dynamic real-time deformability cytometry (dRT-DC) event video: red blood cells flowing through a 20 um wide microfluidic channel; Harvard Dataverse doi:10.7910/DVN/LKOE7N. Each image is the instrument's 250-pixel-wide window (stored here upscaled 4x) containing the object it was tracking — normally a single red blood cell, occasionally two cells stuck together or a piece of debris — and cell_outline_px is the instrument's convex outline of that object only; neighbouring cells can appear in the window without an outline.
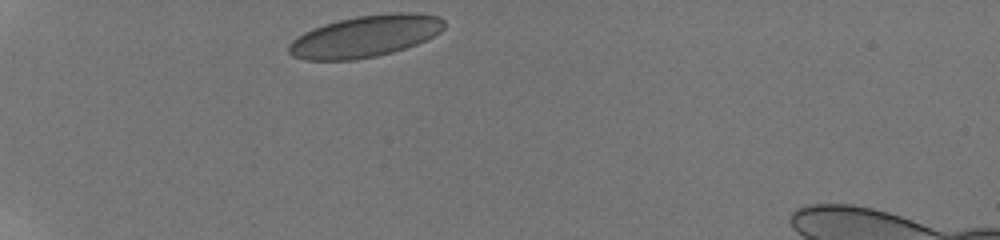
{"species": "human", "species_latin": "Homo sapiens", "temperature_condition": "room temperature", "stored_images_in_passage": 9, "camera_frame_rate_fps": 3000, "um_per_image_px": 0.085, "donor": {"sex": "male"}, "frame": {"image": 1, "passage_image": 1, "time_ms": 0.0, "image_size_px": [1000, 240], "cell_outline_px": [[444, 28], [440, 32], [416, 44], [392, 52], [376, 56], [352, 60], [304, 60], [292, 56], [288, 52], [288, 44], [296, 36], [312, 28], [324, 24], [356, 16], [396, 12], [416, 12], [440, 16], [444, 20]], "centroid_in_image_um": [31.02, 3.07], "position_along_channel_um": 54.0, "area_um2": 37.86}}
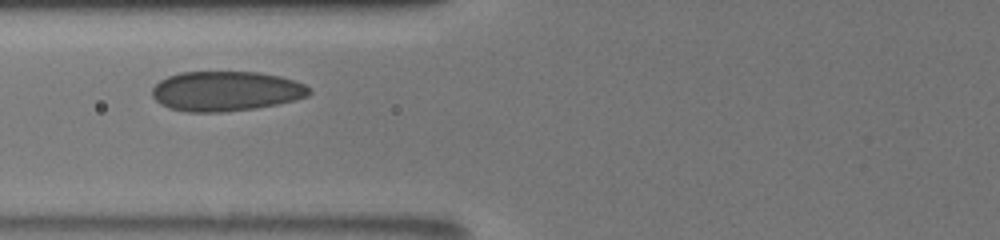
{"frame": {"image": 2, "passage_image": 4, "time_ms": 2.333, "image_size_px": [1000, 240], "cell_outline_px": [[312, 92], [308, 96], [276, 104], [256, 108], [224, 112], [188, 112], [168, 108], [160, 104], [152, 96], [152, 88], [160, 80], [168, 76], [180, 72], [260, 72], [280, 76], [304, 84]], "centroid_in_image_um": [19.17, 7.75], "position_along_channel_um": 106.6, "area_um2": 36.47}}
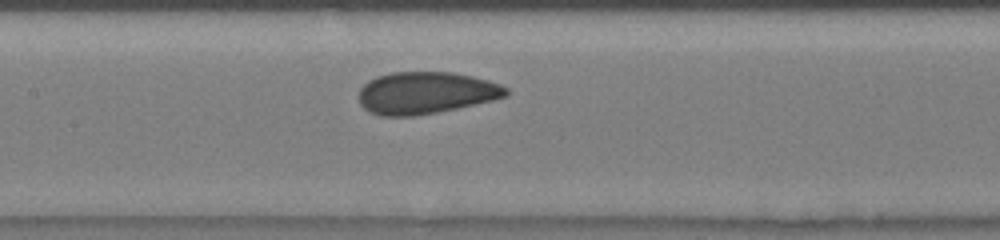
{"frame": {"image": 3, "passage_image": 6, "time_ms": 4.0, "image_size_px": [1000, 240], "cell_outline_px": [[508, 96], [492, 100], [456, 108], [436, 112], [412, 116], [380, 116], [368, 112], [360, 104], [360, 88], [368, 80], [376, 76], [392, 72], [452, 72], [472, 76], [488, 80], [500, 84], [508, 88]], "centroid_in_image_um": [36.18, 7.89], "position_along_channel_um": 171.2, "area_um2": 36.07}}